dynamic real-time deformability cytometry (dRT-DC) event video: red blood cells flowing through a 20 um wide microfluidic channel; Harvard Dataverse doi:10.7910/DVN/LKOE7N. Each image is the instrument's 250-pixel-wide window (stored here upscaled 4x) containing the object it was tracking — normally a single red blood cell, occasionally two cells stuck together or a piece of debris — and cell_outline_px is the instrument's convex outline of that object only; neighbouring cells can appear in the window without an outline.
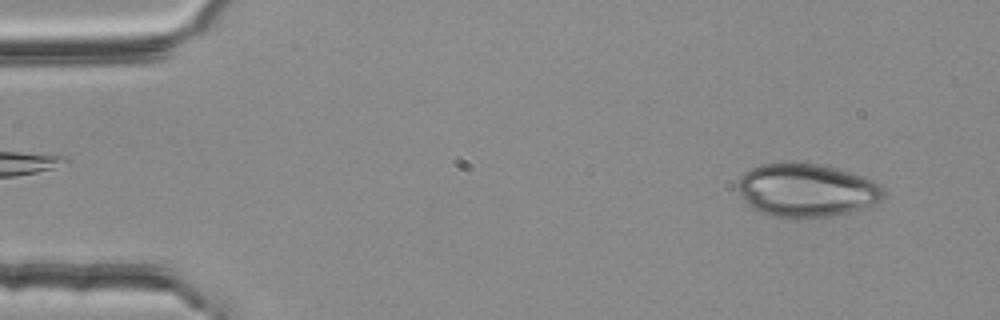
{"species": "common noctule bat (a hibernating species)", "species_latin": "Nyctalus noctula", "temperature_condition": "room temperature", "stored_images_in_passage": 52, "camera_frame_rate_fps": 3000, "um_per_image_px": 0.085, "animal": {"sex": "female", "body_mass_g": 25.1}, "frame": {"image": 1, "passage_image": 3, "time_ms": 0.667, "image_size_px": [1000, 320], "cell_outline_px": [[884, 196], [880, 200], [872, 204], [848, 212], [832, 216], [772, 216], [752, 208], [744, 200], [736, 184], [736, 180], [744, 172], [752, 168], [764, 164], [820, 164], [864, 176], [880, 184], [884, 188]], "centroid_in_image_um": [68.55, 16.16], "position_along_channel_um": 16.5, "area_um2": 44.39}}
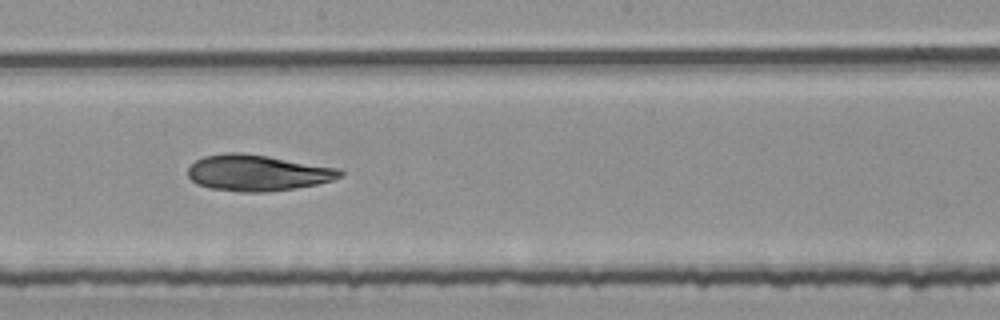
{"frame": {"image": 2, "passage_image": 28, "time_ms": 9.0, "image_size_px": [1000, 320], "cell_outline_px": [[344, 176], [332, 180], [316, 184], [296, 188], [264, 192], [240, 192], [208, 188], [196, 184], [188, 176], [188, 168], [196, 160], [204, 156], [224, 152], [240, 152], [268, 156], [340, 168], [344, 172]], "centroid_in_image_um": [21.89, 14.69], "position_along_channel_um": 226.3, "area_um2": 32.25}}
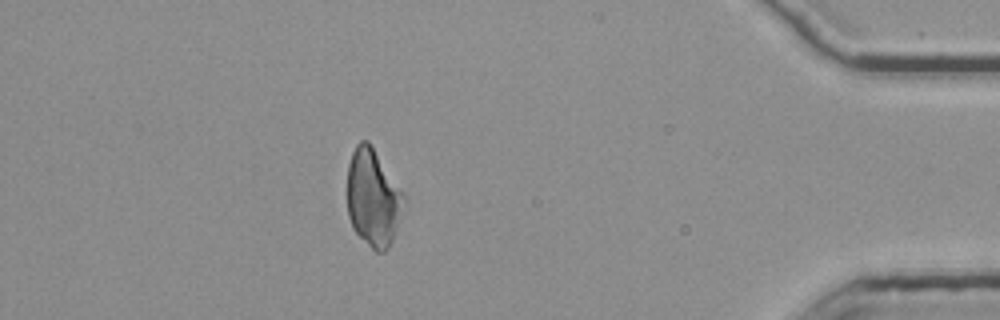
{"frame": {"image": 3, "passage_image": 46, "time_ms": 15.0, "image_size_px": [1000, 320], "cell_outline_px": [[408, 204], [392, 240], [388, 248], [384, 252], [376, 252], [352, 228], [348, 216], [348, 164], [352, 152], [356, 144], [360, 140], [368, 140], [408, 196]], "centroid_in_image_um": [31.78, 16.8], "position_along_channel_um": 403.4, "area_um2": 32.95}}